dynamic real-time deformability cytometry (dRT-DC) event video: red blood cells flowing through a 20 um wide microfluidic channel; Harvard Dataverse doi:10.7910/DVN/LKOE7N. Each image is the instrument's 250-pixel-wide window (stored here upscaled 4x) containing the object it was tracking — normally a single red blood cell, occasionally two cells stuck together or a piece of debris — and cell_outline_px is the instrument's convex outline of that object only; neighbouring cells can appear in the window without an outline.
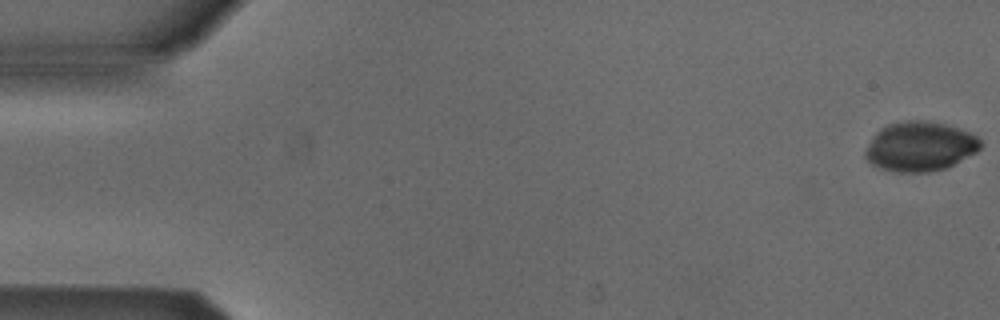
{"species": "Egyptian fruit bat (a non-hibernating species)", "species_latin": "Rousettus aegyptiacus", "temperature_condition": "cold", "stored_images_in_passage": 10, "camera_frame_rate_fps": 3000, "um_per_image_px": 0.085, "animal": {"sex": "male"}, "frame": {"image": 1, "passage_image": 1, "time_ms": 0.0, "image_size_px": [1000, 320], "cell_outline_px": [[984, 144], [976, 152], [944, 168], [928, 172], [896, 172], [880, 168], [872, 164], [864, 156], [864, 152], [872, 136], [880, 128], [888, 124], [904, 120], [924, 120], [944, 124], [968, 132], [976, 136]], "centroid_in_image_um": [78.16, 12.44], "position_along_channel_um": 6.8, "area_um2": 33.12}}